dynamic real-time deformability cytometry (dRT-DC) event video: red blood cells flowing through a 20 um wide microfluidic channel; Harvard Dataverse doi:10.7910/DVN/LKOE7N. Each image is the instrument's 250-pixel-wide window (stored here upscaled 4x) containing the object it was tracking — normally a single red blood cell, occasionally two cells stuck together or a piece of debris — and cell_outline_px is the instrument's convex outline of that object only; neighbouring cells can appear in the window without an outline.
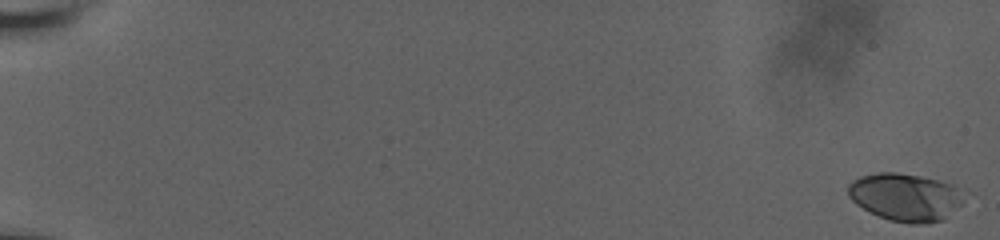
{"species": "human", "species_latin": "Homo sapiens", "temperature_condition": "room temperature", "stored_images_in_passage": 19, "camera_frame_rate_fps": 3000, "um_per_image_px": 0.085, "donor": {"sex": "male"}, "frame": {"image": 1, "passage_image": 1, "time_ms": 0.0, "image_size_px": [1000, 240], "cell_outline_px": [[968, 192], [960, 204], [944, 220], [928, 224], [912, 224], [888, 220], [856, 204], [848, 196], [848, 184], [852, 180], [860, 176], [876, 172], [896, 172], [920, 176], [940, 180], [968, 188]], "centroid_in_image_um": [77.04, 16.74], "position_along_channel_um": 8.0, "area_um2": 32.95}}